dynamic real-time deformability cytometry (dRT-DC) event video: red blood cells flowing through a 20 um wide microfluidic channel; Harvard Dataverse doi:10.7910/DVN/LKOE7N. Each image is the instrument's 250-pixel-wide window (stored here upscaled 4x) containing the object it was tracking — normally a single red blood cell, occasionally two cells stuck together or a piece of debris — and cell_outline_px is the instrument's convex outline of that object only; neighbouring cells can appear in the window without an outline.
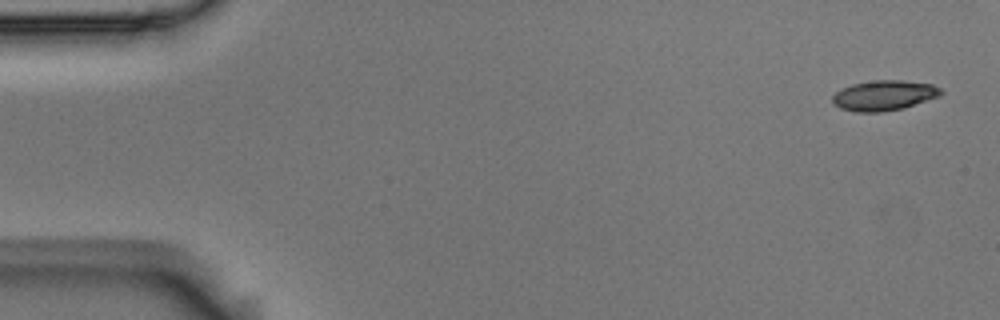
{"species": "Egyptian fruit bat (a non-hibernating species)", "species_latin": "Rousettus aegyptiacus", "temperature_condition": "room temperature", "stored_images_in_passage": 2, "camera_frame_rate_fps": 3000, "um_per_image_px": 0.085, "animal": {"sex": "male"}, "frame": {"image": 1, "passage_image": 1, "time_ms": 0.0, "image_size_px": [1000, 320], "cell_outline_px": [[944, 92], [940, 96], [904, 108], [880, 112], [856, 112], [840, 108], [832, 104], [832, 96], [836, 92], [852, 84], [876, 80], [900, 80], [932, 84], [940, 88]], "centroid_in_image_um": [75.15, 8.12], "position_along_channel_um": 9.9, "area_um2": 19.07}}